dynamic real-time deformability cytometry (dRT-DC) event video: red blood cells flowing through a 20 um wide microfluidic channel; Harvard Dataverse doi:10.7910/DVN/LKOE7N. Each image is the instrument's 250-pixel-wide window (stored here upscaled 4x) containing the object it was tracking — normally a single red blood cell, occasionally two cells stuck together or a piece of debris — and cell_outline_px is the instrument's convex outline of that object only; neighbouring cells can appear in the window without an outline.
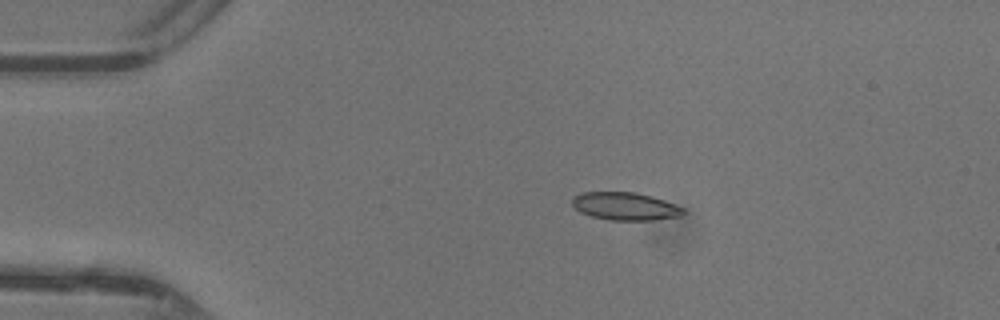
{"species": "common noctule bat (a hibernating species)", "species_latin": "Nyctalus noctula", "temperature_condition": "warm", "stored_images_in_passage": 48, "camera_frame_rate_fps": 3000, "um_per_image_px": 0.085, "animal": {"sex": "female"}, "frame": {"image": 1, "passage_image": 10, "time_ms": 3.0, "image_size_px": [1000, 320], "cell_outline_px": [[684, 212], [680, 216], [652, 220], [612, 220], [592, 216], [580, 212], [572, 204], [572, 196], [584, 192], [636, 192], [652, 196], [664, 200], [684, 208]], "centroid_in_image_um": [53.13, 17.52], "position_along_channel_um": 31.9, "area_um2": 17.92}}
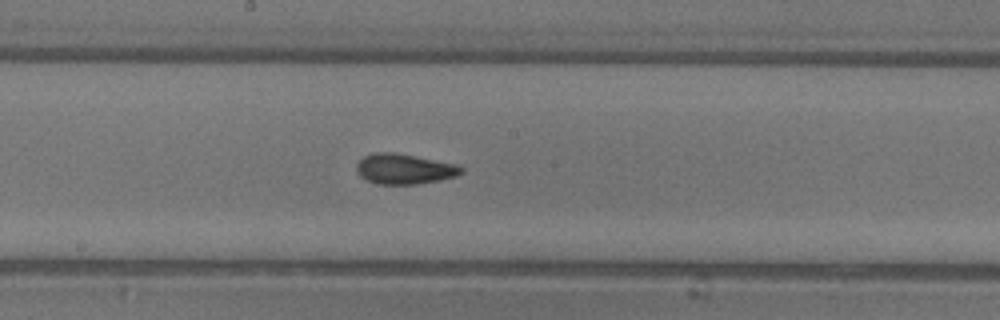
{"frame": {"image": 2, "passage_image": 26, "time_ms": 8.333, "image_size_px": [1000, 320], "cell_outline_px": [[464, 172], [456, 176], [440, 180], [416, 184], [376, 184], [360, 176], [356, 172], [356, 164], [364, 156], [376, 152], [392, 152], [456, 164], [464, 168]], "centroid_in_image_um": [34.36, 14.37], "position_along_channel_um": 213.8, "area_um2": 18.38}}
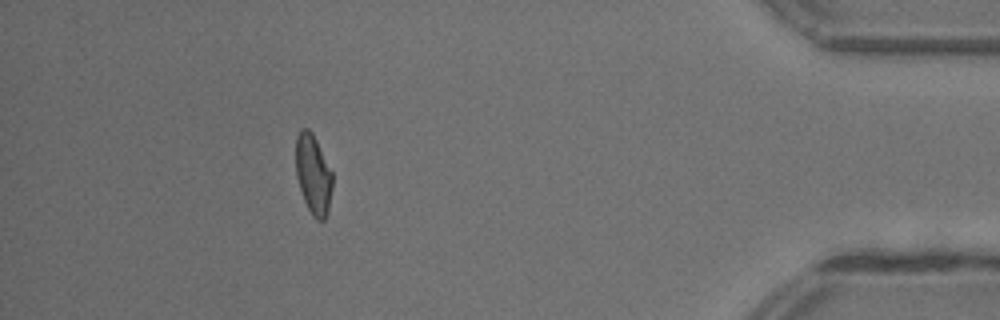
{"frame": {"image": 3, "passage_image": 43, "time_ms": 14.0, "image_size_px": [1000, 320], "cell_outline_px": [[332, 188], [328, 212], [324, 220], [316, 220], [312, 216], [304, 200], [296, 176], [296, 136], [300, 128], [308, 128], [312, 132], [332, 172]], "centroid_in_image_um": [26.62, 14.82], "position_along_channel_um": 408.6, "area_um2": 16.99}, "authors_computed_cell_mechanics": {"area_um2": 17.918, "velocity_mm_per_s": 4.411, "shape_relaxation_time_tau1_ms": 6.4369, "shape_relaxation_time_tau2_ms": 1.3577, "deformation_change_tau1": 0.1896, "deformation_change_tau2": 0.0757}}